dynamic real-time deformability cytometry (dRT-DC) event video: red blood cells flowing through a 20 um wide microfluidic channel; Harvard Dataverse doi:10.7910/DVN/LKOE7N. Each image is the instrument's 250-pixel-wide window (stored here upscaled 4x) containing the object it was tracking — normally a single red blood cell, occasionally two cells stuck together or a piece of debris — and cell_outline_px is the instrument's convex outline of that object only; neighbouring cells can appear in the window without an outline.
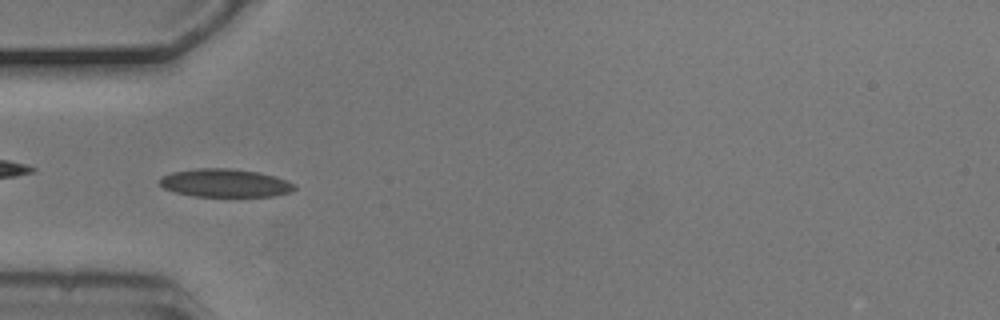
{"species": "common noctule bat (a hibernating species)", "species_latin": "Nyctalus noctula", "temperature_condition": "cold", "stored_images_in_passage": 3, "camera_frame_rate_fps": 3000, "um_per_image_px": 0.085, "animal": {"sex": "male", "body_mass_g": 20.5, "forearm_length_mm": 52.5}, "frame": {"image": 1, "passage_image": 2, "time_ms": 0.333, "image_size_px": [1000, 320], "cell_outline_px": [[296, 188], [288, 192], [272, 196], [192, 196], [176, 192], [164, 188], [160, 184], [160, 176], [172, 172], [196, 168], [228, 168], [260, 172], [296, 184]], "centroid_in_image_um": [19.09, 15.55], "position_along_channel_um": 65.9, "area_um2": 21.96}}